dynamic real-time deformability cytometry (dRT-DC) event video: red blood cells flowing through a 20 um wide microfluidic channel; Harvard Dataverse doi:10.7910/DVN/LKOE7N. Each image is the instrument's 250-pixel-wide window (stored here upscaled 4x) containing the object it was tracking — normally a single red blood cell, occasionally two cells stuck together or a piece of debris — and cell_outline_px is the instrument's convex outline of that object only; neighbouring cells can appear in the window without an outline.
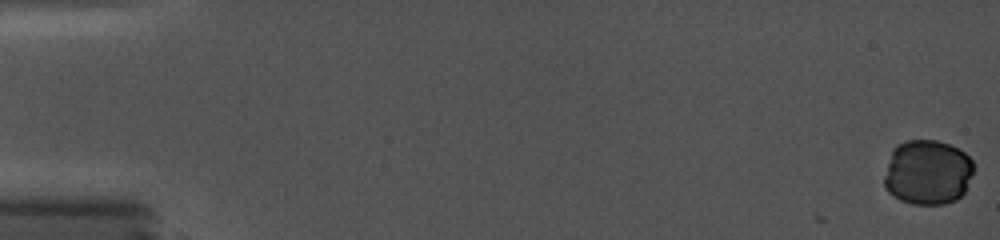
{"species": "common noctule bat (a hibernating species)", "species_latin": "Nyctalus noctula", "temperature_condition": "cold", "stored_images_in_passage": 4, "camera_frame_rate_fps": 5000, "um_per_image_px": 0.085, "animal": {"sex": "female", "body_mass_g": 19.0, "forearm_length_mm": 56.7}, "frame": {"image": 1, "passage_image": 1, "time_ms": 0.0, "image_size_px": [1000, 240], "cell_outline_px": [[972, 172], [964, 192], [956, 200], [944, 204], [912, 204], [900, 200], [888, 192], [884, 188], [884, 176], [892, 148], [896, 144], [904, 140], [936, 140], [948, 144], [964, 152], [972, 160]], "centroid_in_image_um": [78.8, 14.64], "position_along_channel_um": 6.2, "area_um2": 33.93}}